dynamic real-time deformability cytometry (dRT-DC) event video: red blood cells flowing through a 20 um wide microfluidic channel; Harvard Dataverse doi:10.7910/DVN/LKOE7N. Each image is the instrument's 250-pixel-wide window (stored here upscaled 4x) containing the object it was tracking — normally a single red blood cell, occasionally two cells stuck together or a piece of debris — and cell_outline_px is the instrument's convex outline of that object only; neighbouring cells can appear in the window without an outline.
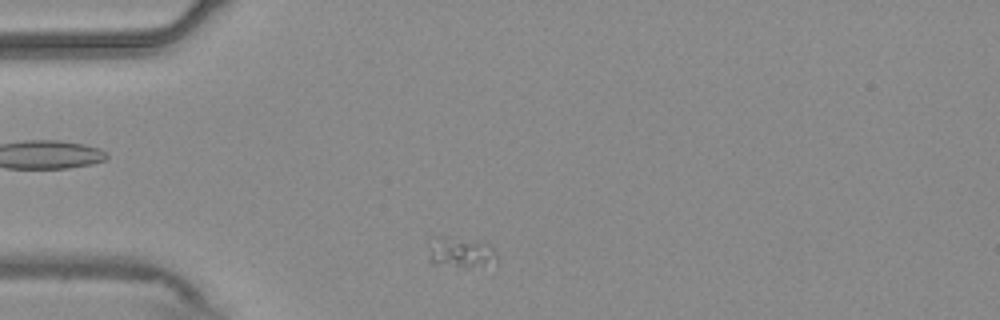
{"species": "common noctule bat (a hibernating species)", "species_latin": "Nyctalus noctula", "temperature_condition": "warm", "stored_images_in_passage": 45, "camera_frame_rate_fps": 3000, "um_per_image_px": 0.085, "animal": {"sex": "male", "body_mass_g": 20.4}, "frame": {"image": 1, "passage_image": 3, "time_ms": 0.667, "image_size_px": [1000, 320], "cell_outline_px": [[496, 264], [468, 268], [432, 264], [432, 236], [444, 236], [484, 240], [496, 252]], "centroid_in_image_um": [39.26, 21.45], "position_along_channel_um": 45.7, "area_um2": 12.43}}
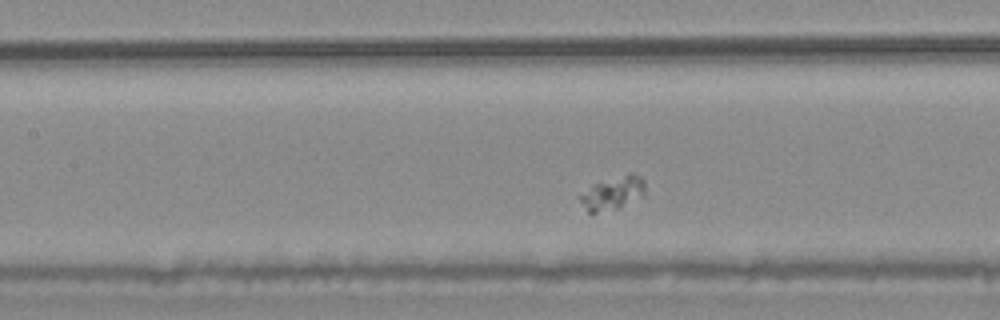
{"frame": {"image": 2, "passage_image": 14, "time_ms": 4.333, "image_size_px": [1000, 320], "cell_outline_px": [[644, 196], [620, 208], [596, 212], [588, 212], [576, 196], [592, 184], [632, 172], [640, 176], [644, 180]], "centroid_in_image_um": [52.07, 16.41], "position_along_channel_um": 155.3, "area_um2": 12.77}}
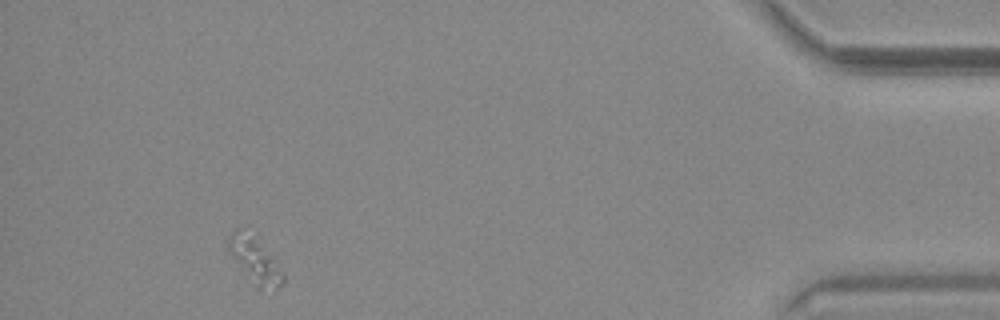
{"frame": {"image": 3, "passage_image": 41, "time_ms": 13.333, "image_size_px": [1000, 320], "cell_outline_px": [[284, 284], [260, 288], [236, 260], [228, 248], [228, 236], [236, 228], [240, 228], [260, 248], [284, 276]], "centroid_in_image_um": [21.59, 22.11], "position_along_channel_um": 413.6, "area_um2": 11.96}}